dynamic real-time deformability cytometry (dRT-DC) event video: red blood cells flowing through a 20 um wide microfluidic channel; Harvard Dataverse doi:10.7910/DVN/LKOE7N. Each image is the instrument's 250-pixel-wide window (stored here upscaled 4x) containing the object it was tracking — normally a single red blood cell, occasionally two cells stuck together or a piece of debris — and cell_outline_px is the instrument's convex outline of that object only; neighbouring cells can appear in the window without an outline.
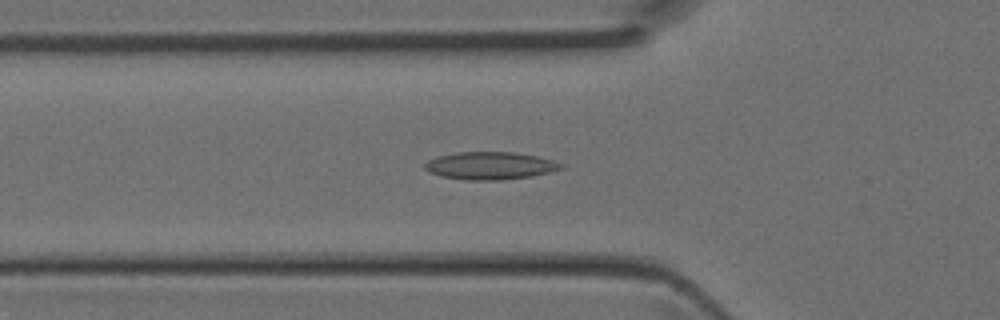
{"species": "Egyptian fruit bat (a non-hibernating species)", "species_latin": "Rousettus aegyptiacus", "temperature_condition": "room temperature", "stored_images_in_passage": 44, "camera_frame_rate_fps": 3000, "um_per_image_px": 0.085, "animal": {"sex": "female"}, "frame": {"image": 1, "passage_image": 15, "time_ms": 4.667, "image_size_px": [1000, 320], "cell_outline_px": [[564, 168], [552, 172], [532, 176], [500, 180], [464, 180], [440, 176], [428, 172], [424, 168], [424, 164], [428, 160], [436, 156], [456, 152], [512, 152], [536, 156], [552, 160], [564, 164]], "centroid_in_image_um": [41.64, 14.09], "position_along_channel_um": 84.2, "area_um2": 22.14}}
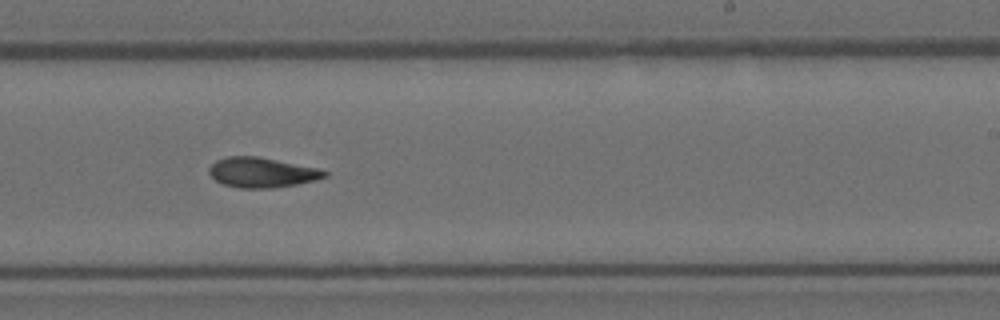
{"frame": {"image": 2, "passage_image": 27, "time_ms": 8.667, "image_size_px": [1000, 320], "cell_outline_px": [[328, 176], [316, 180], [296, 184], [272, 188], [240, 188], [224, 184], [216, 180], [208, 172], [208, 168], [216, 160], [228, 156], [260, 156], [320, 168], [328, 172]], "centroid_in_image_um": [22.29, 14.65], "position_along_channel_um": 266.7, "area_um2": 20.35}}
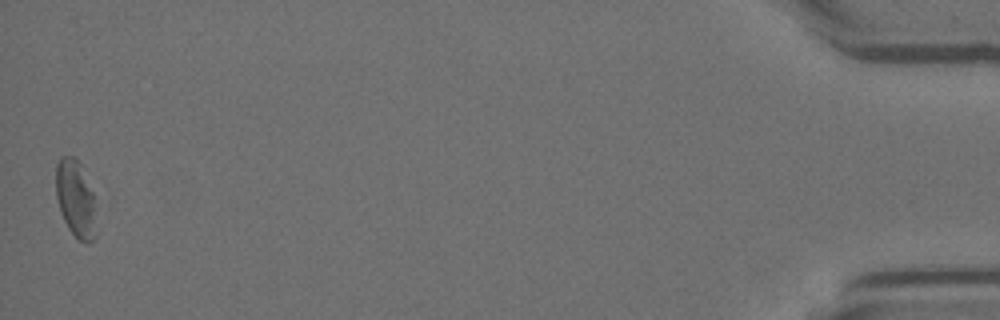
{"frame": {"image": 3, "passage_image": 44, "time_ms": 14.333, "image_size_px": [1000, 320], "cell_outline_px": [[96, 236], [88, 244], [80, 240], [68, 228], [60, 212], [56, 196], [56, 164], [60, 156], [72, 156], [80, 164], [92, 192]], "centroid_in_image_um": [6.39, 16.9], "position_along_channel_um": 428.8, "area_um2": 17.74}}